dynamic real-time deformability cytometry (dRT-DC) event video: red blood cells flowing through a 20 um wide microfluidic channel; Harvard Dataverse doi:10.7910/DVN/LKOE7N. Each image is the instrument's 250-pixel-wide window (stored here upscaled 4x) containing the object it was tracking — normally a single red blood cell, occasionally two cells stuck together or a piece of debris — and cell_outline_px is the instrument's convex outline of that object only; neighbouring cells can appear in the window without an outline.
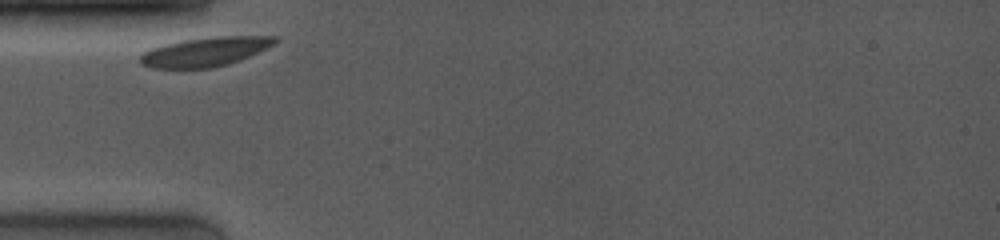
{"species": "common noctule bat (a hibernating species)", "species_latin": "Nyctalus noctula", "temperature_condition": "room temperature", "stored_images_in_passage": 29, "camera_frame_rate_fps": 4000, "um_per_image_px": 0.085, "animal": {"sex": "female", "body_mass_g": 19.0, "forearm_length_mm": 53.3}, "frame": {"image": 1, "passage_image": 1, "time_ms": 0.0, "image_size_px": [1000, 240], "cell_outline_px": [[280, 40], [268, 48], [240, 60], [228, 64], [212, 68], [152, 68], [140, 64], [140, 56], [144, 52], [152, 48], [164, 44], [184, 40], [216, 36], [276, 36]], "centroid_in_image_um": [17.47, 4.4], "position_along_channel_um": 67.5, "area_um2": 22.95}}
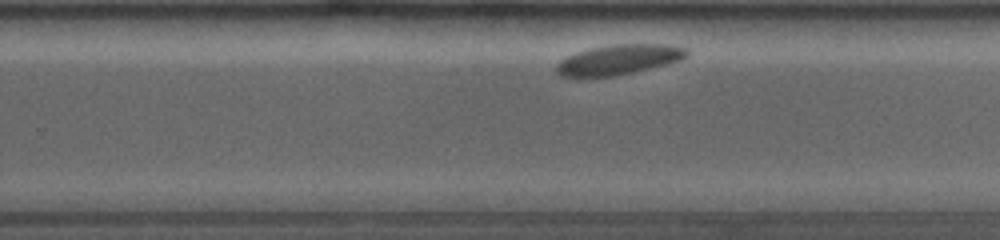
{"frame": {"image": 2, "passage_image": 19, "time_ms": 6.0, "image_size_px": [1000, 240], "cell_outline_px": [[688, 56], [680, 60], [616, 76], [580, 80], [560, 76], [556, 72], [556, 64], [560, 60], [576, 52], [592, 48], [612, 44], [672, 44], [688, 48]], "centroid_in_image_um": [52.52, 5.1], "position_along_channel_um": 277.3, "area_um2": 23.41}}
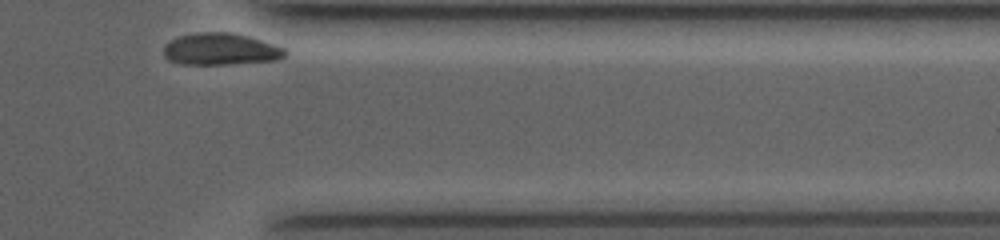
{"frame": {"image": 3, "passage_image": 29, "time_ms": 9.25, "image_size_px": [1000, 240], "cell_outline_px": [[288, 52], [284, 56], [276, 60], [228, 64], [180, 64], [168, 60], [164, 56], [164, 44], [180, 36], [200, 32], [232, 32], [248, 36], [284, 48]], "centroid_in_image_um": [18.73, 4.18], "position_along_channel_um": 392.7, "area_um2": 22.43}, "authors_computed_cell_mechanics": {"area_um2": 23.12, "velocity_mm_per_s": 3.5141, "shape_relaxation_time_tau1_ms": 0.6841, "shape_relaxation_time_tau2_ms": null, "deformation_change_tau1": 0.041, "deformation_change_tau2": null}}